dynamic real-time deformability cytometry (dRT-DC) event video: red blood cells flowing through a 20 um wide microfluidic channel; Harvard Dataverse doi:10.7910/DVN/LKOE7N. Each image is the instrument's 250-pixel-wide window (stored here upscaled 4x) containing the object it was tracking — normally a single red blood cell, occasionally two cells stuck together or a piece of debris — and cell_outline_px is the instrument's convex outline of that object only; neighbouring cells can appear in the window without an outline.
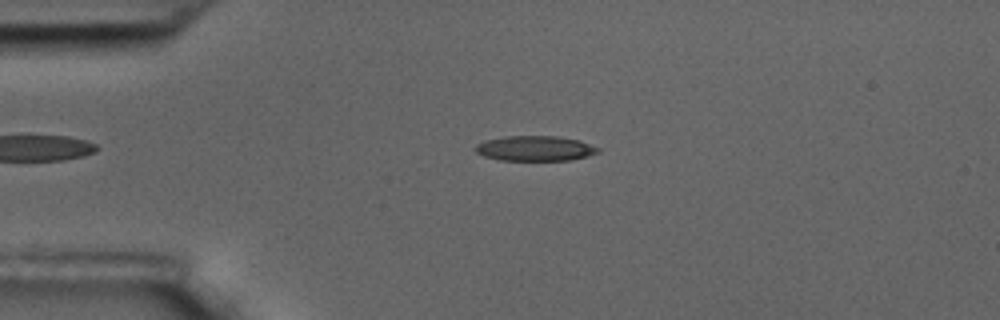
{"species": "common noctule bat (a hibernating species)", "species_latin": "Nyctalus noctula", "temperature_condition": "room temperature", "stored_images_in_passage": 57, "camera_frame_rate_fps": 3000, "um_per_image_px": 0.085, "animal": {"sex": "male", "body_mass_g": 17.5, "forearm_length_mm": 52.3}, "frame": {"image": 1, "passage_image": 12, "time_ms": 3.667, "image_size_px": [1000, 320], "cell_outline_px": [[600, 152], [588, 156], [568, 160], [500, 160], [484, 156], [476, 152], [476, 144], [484, 140], [504, 136], [556, 136], [580, 140], [600, 148]], "centroid_in_image_um": [45.49, 12.61], "position_along_channel_um": 39.5, "area_um2": 17.98}}
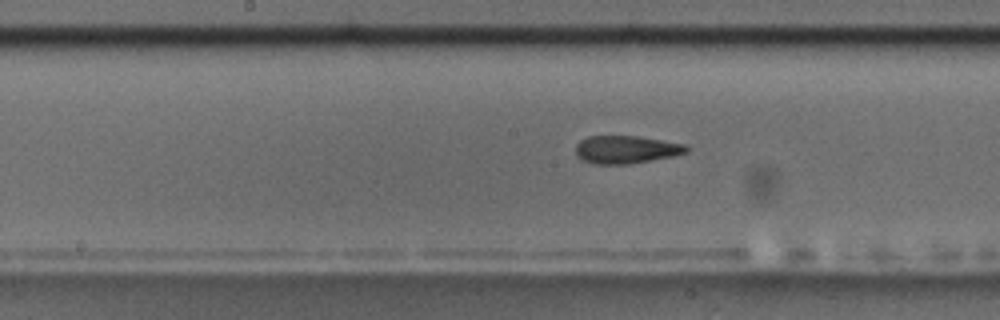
{"frame": {"image": 2, "passage_image": 28, "time_ms": 9.0, "image_size_px": [1000, 320], "cell_outline_px": [[692, 148], [688, 152], [672, 156], [628, 164], [592, 164], [576, 156], [576, 144], [580, 140], [588, 136], [636, 136], [688, 144]], "centroid_in_image_um": [53.24, 12.7], "position_along_channel_um": 195.0, "area_um2": 18.09}}
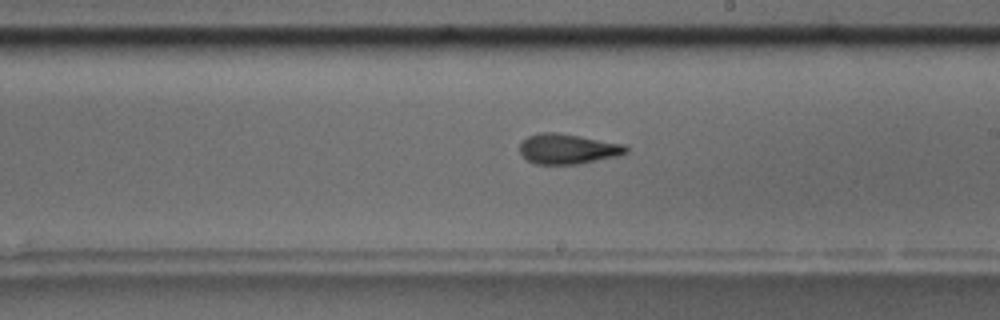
{"frame": {"image": 3, "passage_image": 32, "time_ms": 10.333, "image_size_px": [1000, 320], "cell_outline_px": [[628, 152], [616, 156], [580, 164], [536, 164], [528, 160], [520, 152], [520, 144], [528, 136], [540, 132], [556, 132], [628, 144]], "centroid_in_image_um": [48.3, 12.65], "position_along_channel_um": 240.7, "area_um2": 18.73}, "authors_computed_cell_mechanics": {"area_um2": 18.2648, "velocity_mm_per_s": 3.4494, "shape_relaxation_time_tau1_ms": 6.9112, "shape_relaxation_time_tau2_ms": 2.2878, "deformation_change_tau1": 0.1988, "deformation_change_tau2": 0.0994}}